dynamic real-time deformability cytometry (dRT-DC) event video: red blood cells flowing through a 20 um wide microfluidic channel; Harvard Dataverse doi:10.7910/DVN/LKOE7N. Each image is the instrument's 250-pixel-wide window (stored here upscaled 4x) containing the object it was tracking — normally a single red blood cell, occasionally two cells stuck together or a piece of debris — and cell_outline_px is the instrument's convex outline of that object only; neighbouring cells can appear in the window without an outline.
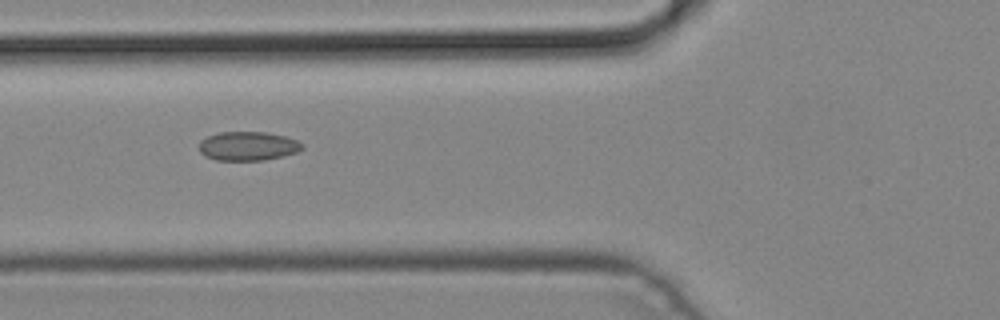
{"species": "common noctule bat (a hibernating species)", "species_latin": "Nyctalus noctula", "temperature_condition": "cold", "stored_images_in_passage": 5, "camera_frame_rate_fps": 3000, "um_per_image_px": 0.085, "animal": {"sex": "male", "body_mass_g": 19.2, "forearm_length_mm": 51.8}, "frame": {"image": 1, "passage_image": 5, "time_ms": 1.333, "image_size_px": [1000, 320], "cell_outline_px": [[304, 148], [296, 152], [284, 156], [264, 160], [216, 160], [204, 156], [200, 152], [200, 140], [208, 136], [220, 132], [264, 132], [284, 136], [296, 140], [304, 144]], "centroid_in_image_um": [21.08, 12.42], "position_along_channel_um": 104.7, "area_um2": 17.4}}